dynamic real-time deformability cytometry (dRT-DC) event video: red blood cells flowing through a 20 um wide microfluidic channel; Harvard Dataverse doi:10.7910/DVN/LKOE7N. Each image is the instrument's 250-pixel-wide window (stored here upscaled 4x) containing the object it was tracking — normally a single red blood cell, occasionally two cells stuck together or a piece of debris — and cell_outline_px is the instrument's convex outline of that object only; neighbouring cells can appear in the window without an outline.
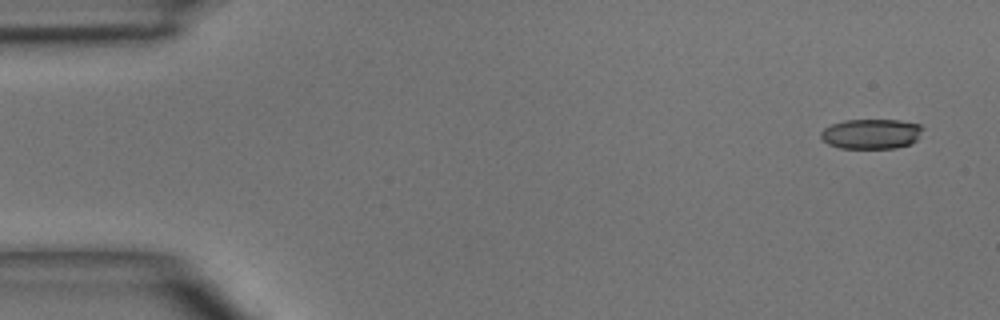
{"species": "common noctule bat (a hibernating species)", "species_latin": "Nyctalus noctula", "temperature_condition": "room temperature", "stored_images_in_passage": 4, "camera_frame_rate_fps": 3000, "um_per_image_px": 0.085, "animal": {"sex": "male", "body_mass_g": 15.6}, "frame": {"image": 1, "passage_image": 1, "time_ms": 0.0, "image_size_px": [1000, 320], "cell_outline_px": [[924, 128], [916, 140], [912, 144], [896, 148], [840, 148], [828, 144], [820, 136], [820, 132], [824, 128], [832, 124], [844, 120], [900, 120], [920, 124]], "centroid_in_image_um": [74.07, 11.38], "position_along_channel_um": 10.9, "area_um2": 17.92}}
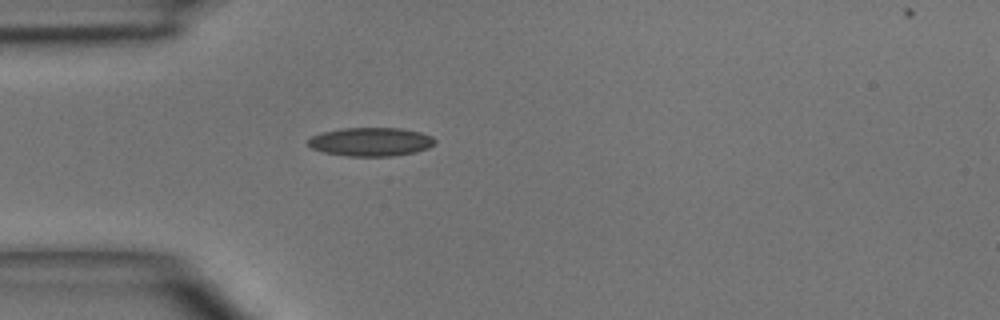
{"frame": {"image": 2, "passage_image": 4, "time_ms": 3.667, "image_size_px": [1000, 320], "cell_outline_px": [[436, 144], [428, 148], [416, 152], [392, 156], [348, 156], [324, 152], [312, 148], [308, 144], [308, 140], [312, 136], [324, 132], [344, 128], [400, 128], [420, 132], [432, 136], [436, 140]], "centroid_in_image_um": [31.57, 12.05], "position_along_channel_um": 53.4, "area_um2": 21.1}}